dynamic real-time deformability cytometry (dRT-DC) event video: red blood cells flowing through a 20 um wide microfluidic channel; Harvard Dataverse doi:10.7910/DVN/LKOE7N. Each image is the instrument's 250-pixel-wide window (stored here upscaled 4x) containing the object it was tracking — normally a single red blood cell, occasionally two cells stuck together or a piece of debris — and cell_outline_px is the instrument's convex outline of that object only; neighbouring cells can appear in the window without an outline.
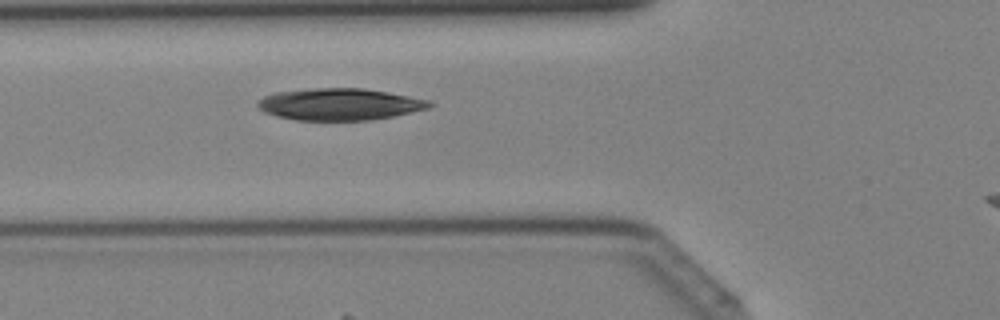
{"species": "Egyptian fruit bat (a non-hibernating species)", "species_latin": "Rousettus aegyptiacus", "temperature_condition": "cold", "stored_images_in_passage": 30, "camera_frame_rate_fps": 3000, "um_per_image_px": 0.085, "animal": {"sex": "female"}, "frame": {"image": 1, "passage_image": 10, "time_ms": 3.0, "image_size_px": [1000, 320], "cell_outline_px": [[436, 104], [428, 108], [412, 112], [372, 120], [296, 120], [276, 116], [264, 112], [256, 104], [264, 96], [276, 92], [312, 88], [364, 88], [388, 92], [432, 100]], "centroid_in_image_um": [28.91, 8.86], "position_along_channel_um": 96.9, "area_um2": 31.96}}
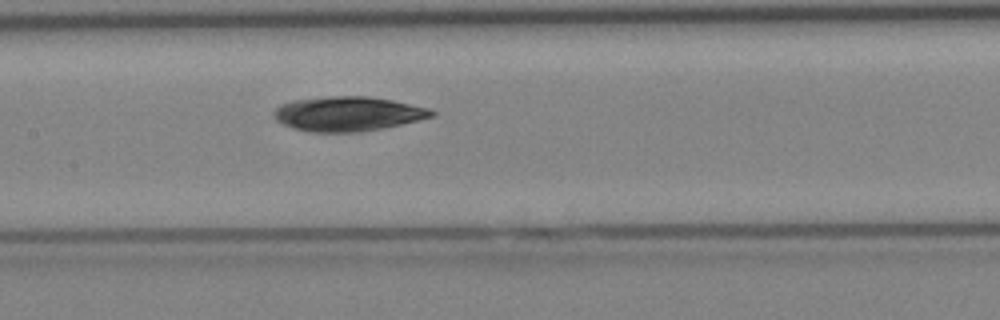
{"frame": {"image": 2, "passage_image": 15, "time_ms": 4.667, "image_size_px": [1000, 320], "cell_outline_px": [[436, 116], [420, 120], [384, 128], [360, 132], [312, 132], [296, 128], [284, 124], [276, 120], [272, 116], [276, 108], [280, 104], [292, 100], [332, 96], [368, 96], [392, 100], [432, 108], [436, 112]], "centroid_in_image_um": [29.63, 9.67], "position_along_channel_um": 177.8, "area_um2": 31.96}}
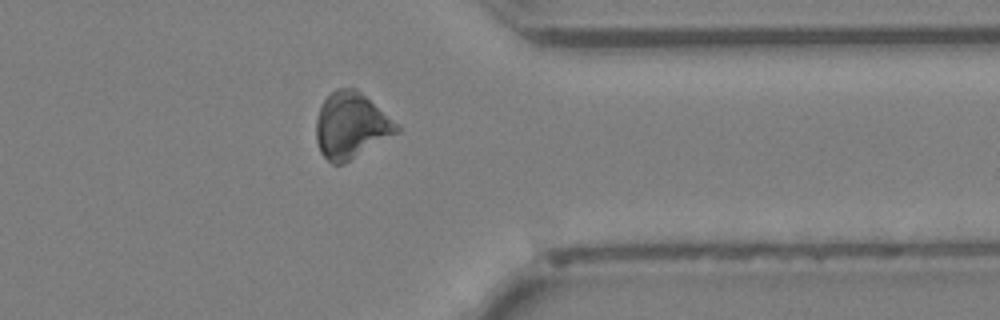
{"frame": {"image": 3, "passage_image": 28, "time_ms": 9.0, "image_size_px": [1000, 320], "cell_outline_px": [[400, 132], [344, 164], [332, 164], [320, 152], [316, 140], [316, 116], [324, 100], [336, 88], [356, 88], [400, 124]], "centroid_in_image_um": [29.86, 10.68], "position_along_channel_um": 381.5, "area_um2": 31.21}}